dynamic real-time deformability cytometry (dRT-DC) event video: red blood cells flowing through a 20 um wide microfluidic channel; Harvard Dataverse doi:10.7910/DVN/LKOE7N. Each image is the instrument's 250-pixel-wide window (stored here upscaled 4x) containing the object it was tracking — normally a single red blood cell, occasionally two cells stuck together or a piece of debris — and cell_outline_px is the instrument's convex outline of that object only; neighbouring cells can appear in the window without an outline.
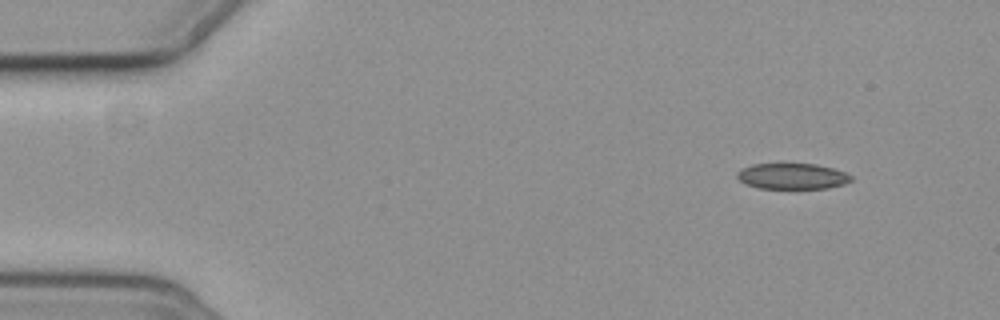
{"species": "common noctule bat (a hibernating species)", "species_latin": "Nyctalus noctula", "temperature_condition": "cold", "stored_images_in_passage": 2, "camera_frame_rate_fps": 3000, "um_per_image_px": 0.085, "animal": {"sex": "female", "body_mass_g": 19.3, "forearm_length_mm": 54.1}, "frame": {"image": 1, "passage_image": 2, "time_ms": 2.0, "image_size_px": [1000, 320], "cell_outline_px": [[852, 180], [844, 184], [828, 188], [760, 188], [744, 184], [736, 176], [736, 172], [740, 168], [752, 164], [816, 164], [832, 168], [844, 172], [852, 176]], "centroid_in_image_um": [67.31, 14.97], "position_along_channel_um": 17.7, "area_um2": 17.17}}